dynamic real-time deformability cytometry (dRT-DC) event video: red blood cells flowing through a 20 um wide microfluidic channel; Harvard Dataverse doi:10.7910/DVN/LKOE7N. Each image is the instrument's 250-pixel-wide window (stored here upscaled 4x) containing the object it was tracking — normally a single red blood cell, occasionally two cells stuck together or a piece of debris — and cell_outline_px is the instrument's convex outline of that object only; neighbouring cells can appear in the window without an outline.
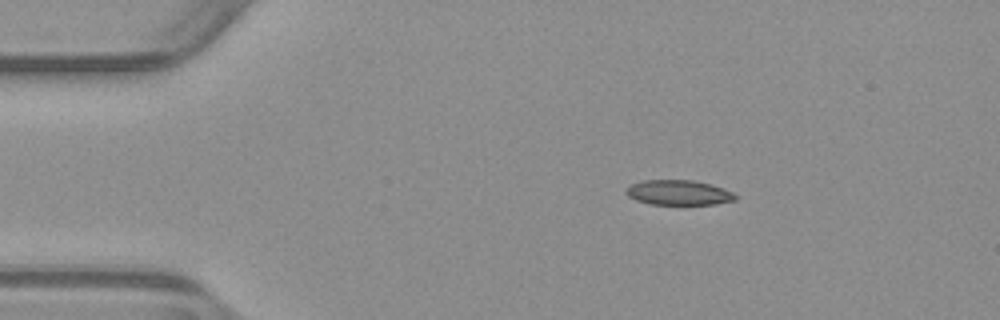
{"species": "common noctule bat (a hibernating species)", "species_latin": "Nyctalus noctula", "temperature_condition": "warm", "stored_images_in_passage": 45, "camera_frame_rate_fps": 3000, "um_per_image_px": 0.085, "animal": {"sex": "male", "body_mass_g": 23.1, "forearm_length_mm": 52.7}, "frame": {"image": 1, "passage_image": 1, "time_ms": 0.0, "image_size_px": [1000, 320], "cell_outline_px": [[736, 200], [716, 204], [648, 204], [636, 200], [628, 196], [624, 192], [632, 184], [644, 180], [692, 180], [712, 184], [724, 188], [732, 192], [736, 196]], "centroid_in_image_um": [57.69, 16.37], "position_along_channel_um": 27.3, "area_um2": 15.9}}
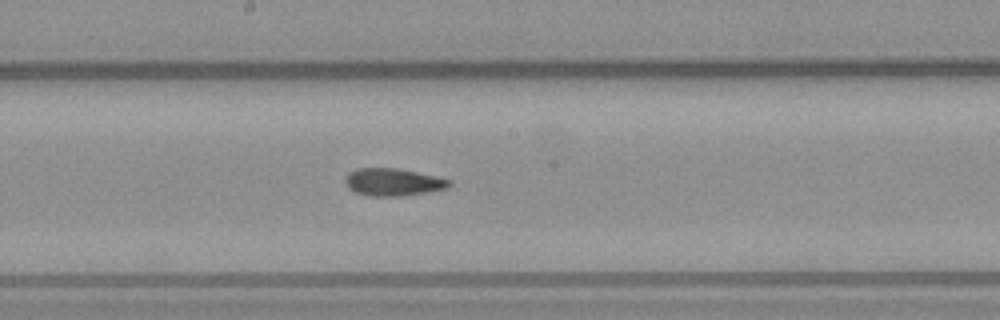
{"frame": {"image": 2, "passage_image": 20, "time_ms": 6.333, "image_size_px": [1000, 320], "cell_outline_px": [[452, 184], [448, 188], [428, 192], [400, 196], [368, 196], [356, 192], [348, 188], [344, 180], [344, 176], [348, 172], [356, 168], [396, 168], [436, 176], [452, 180]], "centroid_in_image_um": [33.4, 15.47], "position_along_channel_um": 214.8, "area_um2": 16.82}}
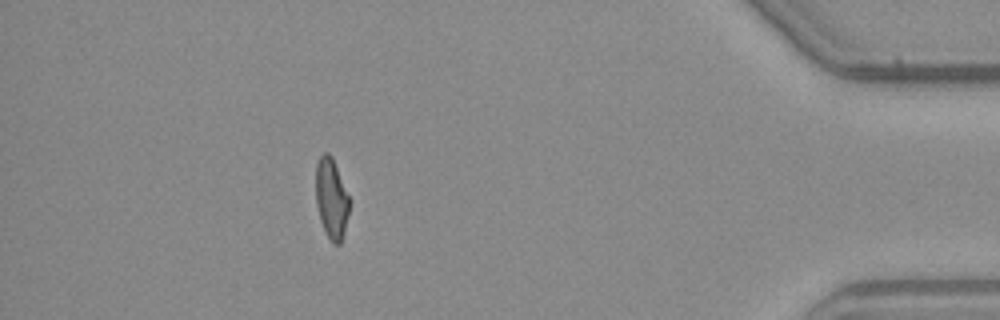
{"frame": {"image": 3, "passage_image": 39, "time_ms": 12.667, "image_size_px": [1000, 320], "cell_outline_px": [[348, 216], [344, 232], [340, 244], [332, 244], [320, 220], [316, 204], [316, 164], [320, 156], [324, 152], [328, 152], [332, 156], [348, 196]], "centroid_in_image_um": [28.15, 16.87], "position_along_channel_um": 407.1, "area_um2": 15.43}, "authors_computed_cell_mechanics": {"area_um2": 16.473, "velocity_mm_per_s": 3.9146, "shape_relaxation_time_tau1_ms": null, "shape_relaxation_time_tau2_ms": 3.4907, "deformation_change_tau1": null, "deformation_change_tau2": 0.1065}}